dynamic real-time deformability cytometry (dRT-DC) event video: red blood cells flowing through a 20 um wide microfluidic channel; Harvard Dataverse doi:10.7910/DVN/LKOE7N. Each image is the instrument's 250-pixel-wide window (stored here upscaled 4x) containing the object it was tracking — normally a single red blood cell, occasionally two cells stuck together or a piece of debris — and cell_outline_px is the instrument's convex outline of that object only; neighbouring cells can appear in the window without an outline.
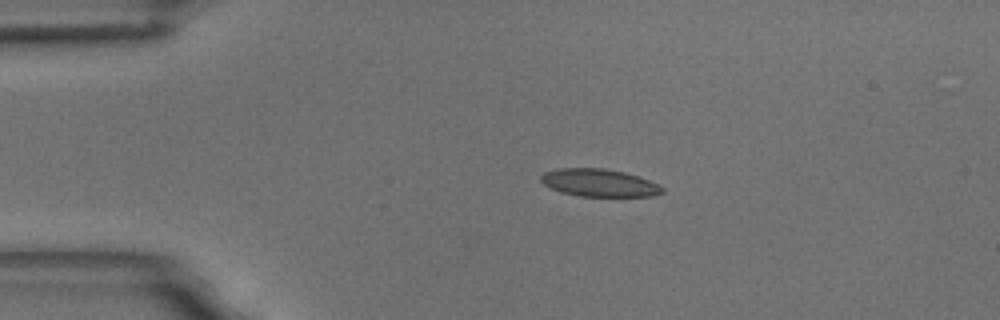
{"species": "common noctule bat (a hibernating species)", "species_latin": "Nyctalus noctula", "temperature_condition": "room temperature", "stored_images_in_passage": 4, "camera_frame_rate_fps": 3000, "um_per_image_px": 0.085, "animal": {"sex": "male", "body_mass_g": 18.8}, "frame": {"image": 1, "passage_image": 1, "time_ms": 0.0, "image_size_px": [1000, 320], "cell_outline_px": [[664, 192], [652, 196], [580, 196], [560, 192], [544, 184], [540, 180], [540, 176], [544, 172], [560, 168], [604, 168], [624, 172], [648, 180], [664, 188]], "centroid_in_image_um": [50.9, 15.54], "position_along_channel_um": 34.1, "area_um2": 19.36}}
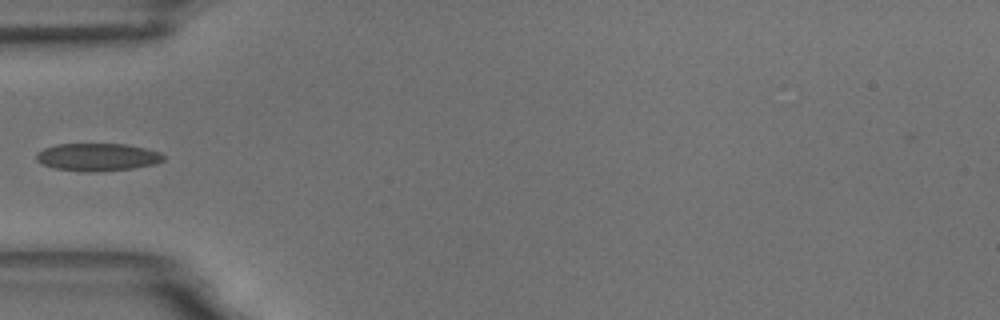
{"frame": {"image": 2, "passage_image": 3, "time_ms": 2.333, "image_size_px": [1000, 320], "cell_outline_px": [[164, 160], [156, 164], [132, 168], [92, 172], [84, 172], [56, 168], [44, 164], [36, 160], [36, 152], [44, 148], [56, 144], [128, 144], [160, 152], [164, 156]], "centroid_in_image_um": [8.29, 13.34], "position_along_channel_um": 76.7, "area_um2": 20.46}}
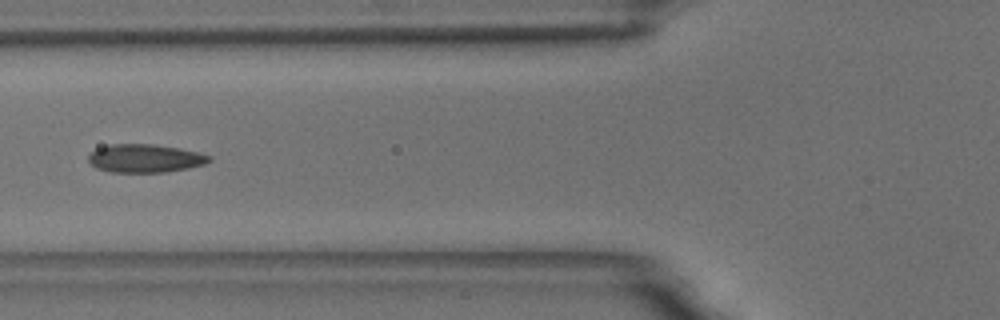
{"frame": {"image": 3, "passage_image": 4, "time_ms": 3.333, "image_size_px": [1000, 320], "cell_outline_px": [[212, 160], [204, 164], [188, 168], [164, 172], [108, 172], [96, 168], [88, 160], [88, 156], [96, 148], [108, 144], [152, 144], [180, 148], [212, 156]], "centroid_in_image_um": [12.31, 13.46], "position_along_channel_um": 113.5, "area_um2": 19.94}}